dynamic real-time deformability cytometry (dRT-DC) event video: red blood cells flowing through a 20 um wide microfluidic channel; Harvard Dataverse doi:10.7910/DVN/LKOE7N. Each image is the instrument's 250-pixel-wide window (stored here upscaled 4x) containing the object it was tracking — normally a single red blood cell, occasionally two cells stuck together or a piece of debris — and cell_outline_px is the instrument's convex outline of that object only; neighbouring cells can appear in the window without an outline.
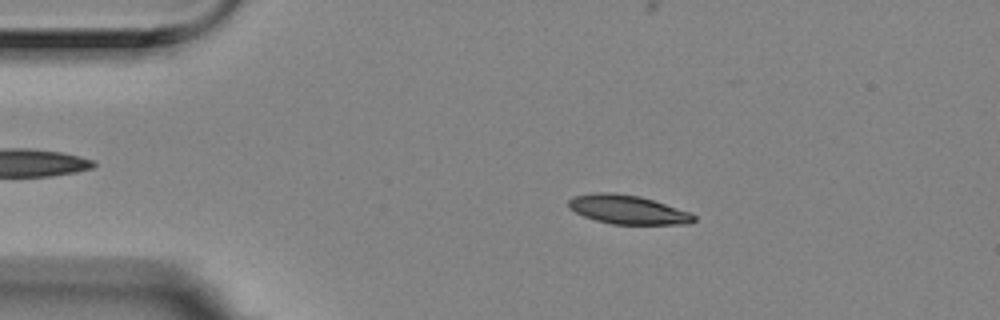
{"species": "Egyptian fruit bat (a non-hibernating species)", "species_latin": "Rousettus aegyptiacus", "temperature_condition": "room temperature", "stored_images_in_passage": 9, "camera_frame_rate_fps": 3000, "um_per_image_px": 0.085, "animal": {"sex": "female"}, "frame": {"image": 1, "passage_image": 2, "time_ms": 0.333, "image_size_px": [1000, 320], "cell_outline_px": [[696, 220], [692, 224], [612, 224], [596, 220], [584, 216], [568, 208], [568, 200], [576, 196], [596, 192], [612, 192], [640, 196], [692, 212], [696, 216]], "centroid_in_image_um": [53.41, 17.82], "position_along_channel_um": 31.6, "area_um2": 21.21}}
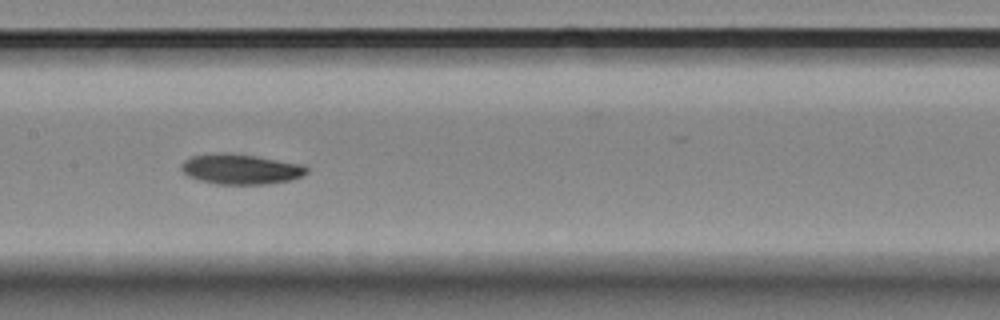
{"frame": {"image": 2, "passage_image": 7, "time_ms": 2.0, "image_size_px": [1000, 320], "cell_outline_px": [[308, 172], [292, 180], [268, 184], [216, 184], [200, 180], [188, 176], [180, 168], [180, 164], [184, 160], [192, 156], [216, 152], [224, 152], [256, 156], [304, 164], [308, 168]], "centroid_in_image_um": [20.46, 14.37], "position_along_channel_um": 186.9, "area_um2": 22.25}}
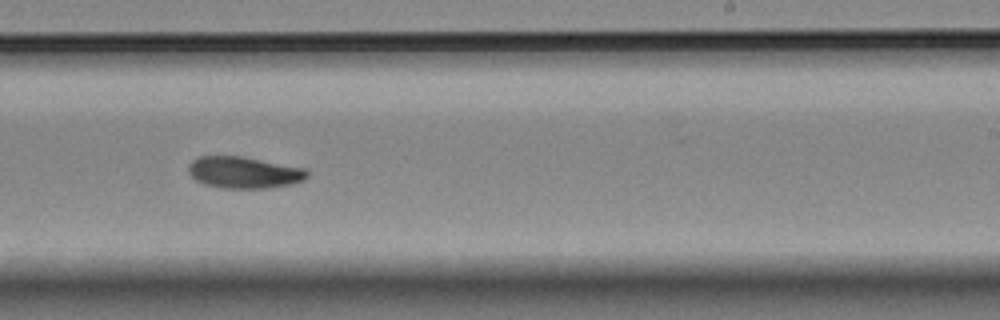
{"frame": {"image": 3, "passage_image": 9, "time_ms": 2.667, "image_size_px": [1000, 320], "cell_outline_px": [[308, 176], [304, 180], [292, 184], [264, 188], [220, 188], [204, 184], [196, 180], [188, 172], [188, 164], [192, 160], [200, 156], [240, 156], [308, 168]], "centroid_in_image_um": [20.75, 14.65], "position_along_channel_um": 268.3, "area_um2": 22.02}}